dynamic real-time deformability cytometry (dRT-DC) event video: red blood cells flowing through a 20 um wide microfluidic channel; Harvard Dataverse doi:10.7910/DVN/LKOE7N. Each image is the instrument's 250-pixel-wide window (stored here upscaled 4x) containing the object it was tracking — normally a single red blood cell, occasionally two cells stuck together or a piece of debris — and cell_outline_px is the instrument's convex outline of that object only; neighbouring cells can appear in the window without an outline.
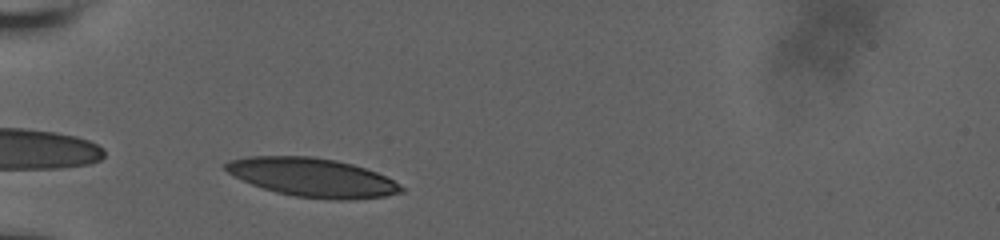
{"species": "human", "species_latin": "Homo sapiens", "temperature_condition": "room temperature", "stored_images_in_passage": 30, "camera_frame_rate_fps": 3000, "um_per_image_px": 0.085, "donor": {"sex": "male"}, "frame": {"image": 1, "passage_image": 1, "time_ms": 0.0, "image_size_px": [1000, 240], "cell_outline_px": [[404, 192], [384, 196], [352, 200], [328, 200], [296, 196], [276, 192], [252, 184], [228, 172], [224, 168], [224, 164], [228, 160], [248, 156], [312, 156], [336, 160], [352, 164], [376, 172], [400, 184], [404, 188]], "centroid_in_image_um": [26.57, 15.08], "position_along_channel_um": 58.4, "area_um2": 39.54}}
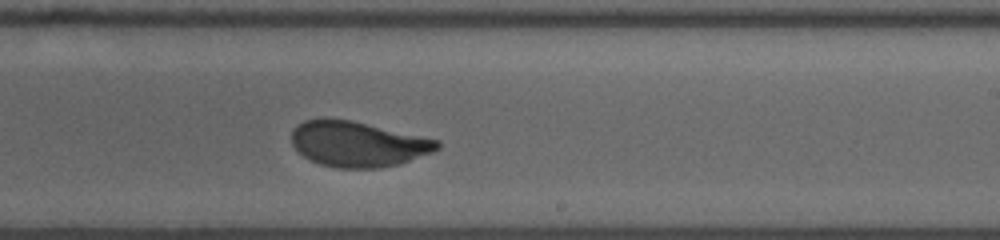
{"frame": {"image": 2, "passage_image": 18, "time_ms": 5.667, "image_size_px": [1000, 240], "cell_outline_px": [[440, 148], [432, 152], [400, 164], [380, 168], [336, 168], [320, 164], [304, 156], [292, 144], [292, 128], [304, 120], [328, 116], [352, 120], [440, 140]], "centroid_in_image_um": [30.41, 12.22], "position_along_channel_um": 258.6, "area_um2": 38.96}}
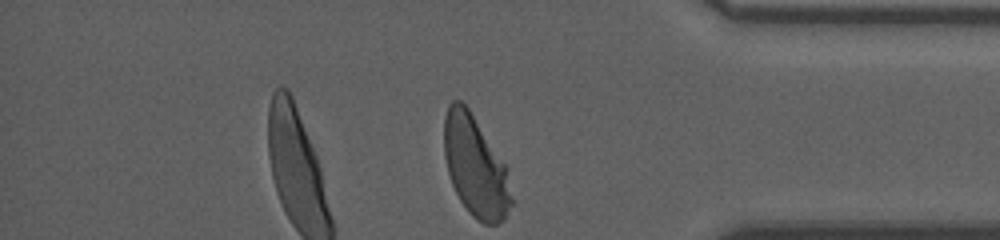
{"frame": {"image": 3, "passage_image": 30, "time_ms": 9.667, "image_size_px": [1000, 240], "cell_outline_px": [[512, 204], [504, 220], [496, 224], [484, 224], [472, 216], [468, 212], [460, 200], [452, 184], [448, 172], [444, 156], [444, 116], [448, 104], [452, 100], [460, 100], [468, 108], [504, 164], [512, 200]], "centroid_in_image_um": [40.37, 14.16], "position_along_channel_um": 394.8, "area_um2": 38.84}, "authors_computed_cell_mechanics": {"area_um2": 39.3907, "velocity_mm_per_s": 3.791, "shape_relaxation_time_tau1_ms": 4.0121, "shape_relaxation_time_tau2_ms": null, "deformation_change_tau1": 0.1911, "deformation_change_tau2": null}}